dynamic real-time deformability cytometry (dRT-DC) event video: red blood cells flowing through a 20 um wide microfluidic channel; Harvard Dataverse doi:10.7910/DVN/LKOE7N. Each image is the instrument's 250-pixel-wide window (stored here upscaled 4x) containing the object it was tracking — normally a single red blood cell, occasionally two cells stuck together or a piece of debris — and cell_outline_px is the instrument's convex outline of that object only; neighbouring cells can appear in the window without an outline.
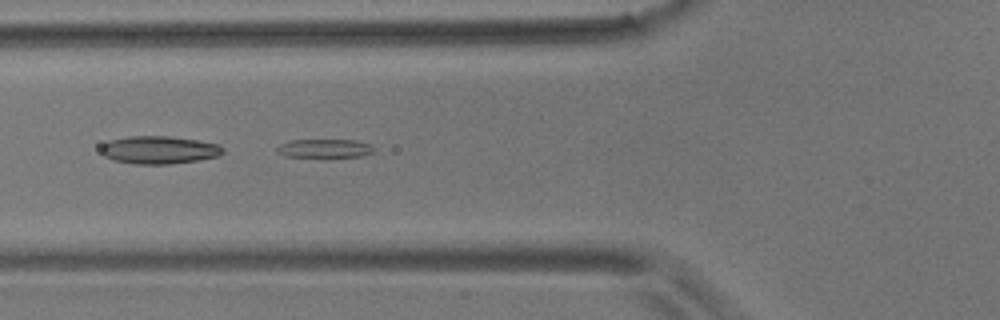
{"species": "common noctule bat (a hibernating species)", "species_latin": "Nyctalus noctula", "temperature_condition": "room temperature", "stored_images_in_passage": 4, "camera_frame_rate_fps": 3000, "um_per_image_px": 0.085, "animal": {"sex": "male", "body_mass_g": 17.9}, "frame": {"image": 1, "passage_image": 4, "time_ms": 4.333, "image_size_px": [1000, 320], "cell_outline_px": [[372, 152], [364, 156], [284, 156], [276, 152], [276, 148], [280, 144], [292, 140], [356, 140], [368, 144], [372, 148]], "centroid_in_image_um": [27.54, 12.6], "position_along_channel_um": 98.3, "area_um2": 10.17}}